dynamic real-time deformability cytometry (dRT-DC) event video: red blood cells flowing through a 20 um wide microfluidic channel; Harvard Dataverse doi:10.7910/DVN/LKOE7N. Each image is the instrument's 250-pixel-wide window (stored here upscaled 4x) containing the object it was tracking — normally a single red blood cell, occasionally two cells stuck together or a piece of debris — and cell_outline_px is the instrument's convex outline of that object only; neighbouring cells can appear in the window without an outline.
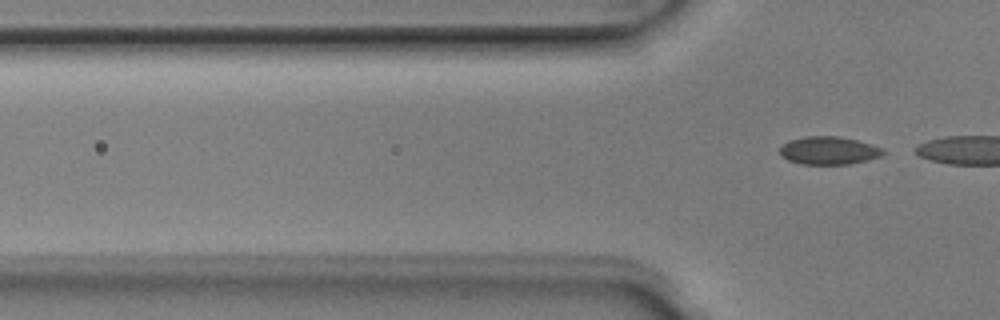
{"species": "Egyptian fruit bat (a non-hibernating species)", "species_latin": "Rousettus aegyptiacus", "temperature_condition": "room temperature", "stored_images_in_passage": 3, "camera_frame_rate_fps": 3000, "um_per_image_px": 0.085, "animal": {"sex": "male"}, "frame": {"image": 1, "passage_image": 3, "time_ms": 0.667, "image_size_px": [1000, 320], "cell_outline_px": [[884, 152], [880, 156], [868, 160], [848, 164], [800, 164], [788, 160], [780, 156], [780, 148], [788, 140], [804, 136], [840, 136], [872, 144], [884, 148]], "centroid_in_image_um": [70.43, 12.79], "position_along_channel_um": 55.4, "area_um2": 16.94}}